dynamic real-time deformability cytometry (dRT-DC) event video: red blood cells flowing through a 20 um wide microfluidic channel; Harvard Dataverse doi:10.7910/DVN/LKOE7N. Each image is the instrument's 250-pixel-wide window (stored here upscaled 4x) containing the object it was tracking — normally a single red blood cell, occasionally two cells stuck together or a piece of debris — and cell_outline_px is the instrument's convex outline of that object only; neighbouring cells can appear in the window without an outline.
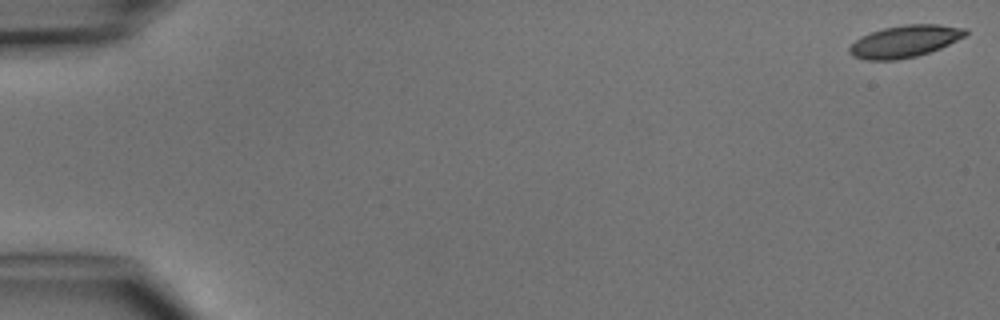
{"species": "common noctule bat (a hibernating species)", "species_latin": "Nyctalus noctula", "temperature_condition": "cold", "stored_images_in_passage": 5, "camera_frame_rate_fps": 3000, "um_per_image_px": 0.085, "animal": {"sex": "male", "body_mass_g": 15.6}, "frame": {"image": 1, "passage_image": 1, "time_ms": 0.0, "image_size_px": [1000, 320], "cell_outline_px": [[968, 32], [964, 36], [940, 48], [916, 56], [896, 60], [864, 60], [852, 56], [848, 52], [848, 48], [860, 36], [884, 28], [904, 24], [940, 24], [968, 28]], "centroid_in_image_um": [76.89, 3.51], "position_along_channel_um": 8.1, "area_um2": 21.68}}
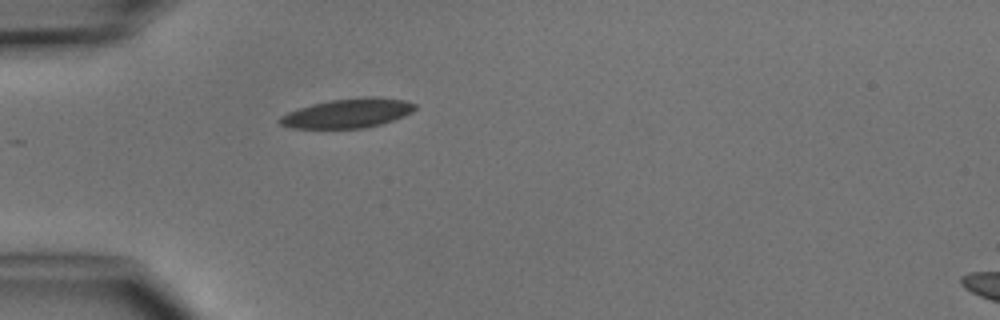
{"frame": {"image": 2, "passage_image": 5, "time_ms": 4.667, "image_size_px": [1000, 320], "cell_outline_px": [[416, 108], [412, 112], [404, 116], [380, 124], [364, 128], [292, 128], [280, 124], [276, 120], [280, 116], [288, 112], [312, 104], [332, 100], [364, 96], [376, 96], [404, 100], [416, 104]], "centroid_in_image_um": [29.56, 9.62], "position_along_channel_um": 55.4, "area_um2": 23.06}}